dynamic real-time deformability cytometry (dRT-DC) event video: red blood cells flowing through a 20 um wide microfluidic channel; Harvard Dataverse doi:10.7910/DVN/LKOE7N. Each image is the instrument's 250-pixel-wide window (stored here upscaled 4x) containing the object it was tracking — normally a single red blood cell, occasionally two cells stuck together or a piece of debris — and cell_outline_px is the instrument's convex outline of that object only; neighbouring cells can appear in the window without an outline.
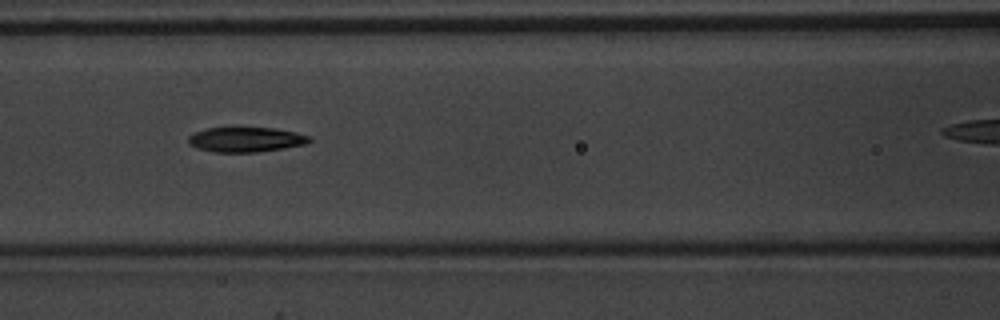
{"species": "common noctule bat (a hibernating species)", "species_latin": "Nyctalus noctula", "temperature_condition": "warm", "stored_images_in_passage": 7, "camera_frame_rate_fps": 3000, "um_per_image_px": 0.085, "animal": {"sex": "male", "body_mass_g": 20.1, "forearm_length_mm": 53.5}, "frame": {"image": 1, "passage_image": 5, "time_ms": 1.333, "image_size_px": [1000, 320], "cell_outline_px": [[312, 140], [308, 144], [284, 148], [256, 152], [216, 152], [196, 148], [188, 144], [188, 136], [196, 132], [208, 128], [272, 128], [296, 132], [312, 136]], "centroid_in_image_um": [20.94, 11.87], "position_along_channel_um": 145.7, "area_um2": 17.57}}